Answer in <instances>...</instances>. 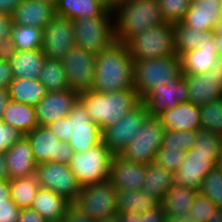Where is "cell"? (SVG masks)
<instances>
[{
    "mask_svg": "<svg viewBox=\"0 0 222 222\" xmlns=\"http://www.w3.org/2000/svg\"><path fill=\"white\" fill-rule=\"evenodd\" d=\"M8 92L10 100L35 107L48 91L39 79L14 78Z\"/></svg>",
    "mask_w": 222,
    "mask_h": 222,
    "instance_id": "30",
    "label": "cell"
},
{
    "mask_svg": "<svg viewBox=\"0 0 222 222\" xmlns=\"http://www.w3.org/2000/svg\"><path fill=\"white\" fill-rule=\"evenodd\" d=\"M46 127L54 134L60 141L67 142L72 135L71 132V118L68 116L59 118L56 121L46 125Z\"/></svg>",
    "mask_w": 222,
    "mask_h": 222,
    "instance_id": "45",
    "label": "cell"
},
{
    "mask_svg": "<svg viewBox=\"0 0 222 222\" xmlns=\"http://www.w3.org/2000/svg\"><path fill=\"white\" fill-rule=\"evenodd\" d=\"M112 9L118 42L125 43L133 35L165 23L158 0H117Z\"/></svg>",
    "mask_w": 222,
    "mask_h": 222,
    "instance_id": "3",
    "label": "cell"
},
{
    "mask_svg": "<svg viewBox=\"0 0 222 222\" xmlns=\"http://www.w3.org/2000/svg\"><path fill=\"white\" fill-rule=\"evenodd\" d=\"M198 192L222 209V173L217 167L204 177Z\"/></svg>",
    "mask_w": 222,
    "mask_h": 222,
    "instance_id": "39",
    "label": "cell"
},
{
    "mask_svg": "<svg viewBox=\"0 0 222 222\" xmlns=\"http://www.w3.org/2000/svg\"><path fill=\"white\" fill-rule=\"evenodd\" d=\"M23 136L24 134L18 129L0 120V154H5Z\"/></svg>",
    "mask_w": 222,
    "mask_h": 222,
    "instance_id": "44",
    "label": "cell"
},
{
    "mask_svg": "<svg viewBox=\"0 0 222 222\" xmlns=\"http://www.w3.org/2000/svg\"><path fill=\"white\" fill-rule=\"evenodd\" d=\"M23 0H0V13L13 15L15 8L22 2Z\"/></svg>",
    "mask_w": 222,
    "mask_h": 222,
    "instance_id": "53",
    "label": "cell"
},
{
    "mask_svg": "<svg viewBox=\"0 0 222 222\" xmlns=\"http://www.w3.org/2000/svg\"><path fill=\"white\" fill-rule=\"evenodd\" d=\"M200 107L192 102L179 103L158 117L165 131H198L201 129Z\"/></svg>",
    "mask_w": 222,
    "mask_h": 222,
    "instance_id": "24",
    "label": "cell"
},
{
    "mask_svg": "<svg viewBox=\"0 0 222 222\" xmlns=\"http://www.w3.org/2000/svg\"><path fill=\"white\" fill-rule=\"evenodd\" d=\"M173 33L178 56L186 51L197 49L205 41V31L185 26L181 22L173 24Z\"/></svg>",
    "mask_w": 222,
    "mask_h": 222,
    "instance_id": "37",
    "label": "cell"
},
{
    "mask_svg": "<svg viewBox=\"0 0 222 222\" xmlns=\"http://www.w3.org/2000/svg\"><path fill=\"white\" fill-rule=\"evenodd\" d=\"M111 7L108 0H58L55 13L69 20H84L103 16Z\"/></svg>",
    "mask_w": 222,
    "mask_h": 222,
    "instance_id": "27",
    "label": "cell"
},
{
    "mask_svg": "<svg viewBox=\"0 0 222 222\" xmlns=\"http://www.w3.org/2000/svg\"><path fill=\"white\" fill-rule=\"evenodd\" d=\"M133 88L143 101L159 85H167L182 74L181 59L177 54L133 62Z\"/></svg>",
    "mask_w": 222,
    "mask_h": 222,
    "instance_id": "5",
    "label": "cell"
},
{
    "mask_svg": "<svg viewBox=\"0 0 222 222\" xmlns=\"http://www.w3.org/2000/svg\"><path fill=\"white\" fill-rule=\"evenodd\" d=\"M35 175L41 188L61 195L70 203H74L81 192L82 186L71 172L69 165L44 162L37 165Z\"/></svg>",
    "mask_w": 222,
    "mask_h": 222,
    "instance_id": "13",
    "label": "cell"
},
{
    "mask_svg": "<svg viewBox=\"0 0 222 222\" xmlns=\"http://www.w3.org/2000/svg\"><path fill=\"white\" fill-rule=\"evenodd\" d=\"M121 222H142V215L136 212H119Z\"/></svg>",
    "mask_w": 222,
    "mask_h": 222,
    "instance_id": "55",
    "label": "cell"
},
{
    "mask_svg": "<svg viewBox=\"0 0 222 222\" xmlns=\"http://www.w3.org/2000/svg\"><path fill=\"white\" fill-rule=\"evenodd\" d=\"M25 136L30 141L37 165L44 162L69 165L73 155L71 146L60 141L46 126H38Z\"/></svg>",
    "mask_w": 222,
    "mask_h": 222,
    "instance_id": "14",
    "label": "cell"
},
{
    "mask_svg": "<svg viewBox=\"0 0 222 222\" xmlns=\"http://www.w3.org/2000/svg\"><path fill=\"white\" fill-rule=\"evenodd\" d=\"M18 222H48L36 210L31 208L21 209Z\"/></svg>",
    "mask_w": 222,
    "mask_h": 222,
    "instance_id": "52",
    "label": "cell"
},
{
    "mask_svg": "<svg viewBox=\"0 0 222 222\" xmlns=\"http://www.w3.org/2000/svg\"><path fill=\"white\" fill-rule=\"evenodd\" d=\"M117 190L109 179L82 186L77 200L74 202L95 221L117 213Z\"/></svg>",
    "mask_w": 222,
    "mask_h": 222,
    "instance_id": "11",
    "label": "cell"
},
{
    "mask_svg": "<svg viewBox=\"0 0 222 222\" xmlns=\"http://www.w3.org/2000/svg\"><path fill=\"white\" fill-rule=\"evenodd\" d=\"M13 79L10 61L0 60V88L8 89Z\"/></svg>",
    "mask_w": 222,
    "mask_h": 222,
    "instance_id": "49",
    "label": "cell"
},
{
    "mask_svg": "<svg viewBox=\"0 0 222 222\" xmlns=\"http://www.w3.org/2000/svg\"><path fill=\"white\" fill-rule=\"evenodd\" d=\"M167 222H196V221H190L189 219H168Z\"/></svg>",
    "mask_w": 222,
    "mask_h": 222,
    "instance_id": "63",
    "label": "cell"
},
{
    "mask_svg": "<svg viewBox=\"0 0 222 222\" xmlns=\"http://www.w3.org/2000/svg\"><path fill=\"white\" fill-rule=\"evenodd\" d=\"M206 222H222V209L217 208Z\"/></svg>",
    "mask_w": 222,
    "mask_h": 222,
    "instance_id": "59",
    "label": "cell"
},
{
    "mask_svg": "<svg viewBox=\"0 0 222 222\" xmlns=\"http://www.w3.org/2000/svg\"><path fill=\"white\" fill-rule=\"evenodd\" d=\"M111 4L115 3L117 0H108Z\"/></svg>",
    "mask_w": 222,
    "mask_h": 222,
    "instance_id": "65",
    "label": "cell"
},
{
    "mask_svg": "<svg viewBox=\"0 0 222 222\" xmlns=\"http://www.w3.org/2000/svg\"><path fill=\"white\" fill-rule=\"evenodd\" d=\"M124 44L133 60L164 58L176 54L172 23L165 22L147 28L130 37Z\"/></svg>",
    "mask_w": 222,
    "mask_h": 222,
    "instance_id": "6",
    "label": "cell"
},
{
    "mask_svg": "<svg viewBox=\"0 0 222 222\" xmlns=\"http://www.w3.org/2000/svg\"><path fill=\"white\" fill-rule=\"evenodd\" d=\"M184 78L188 84V102L200 107L222 98V60L217 59L206 73Z\"/></svg>",
    "mask_w": 222,
    "mask_h": 222,
    "instance_id": "15",
    "label": "cell"
},
{
    "mask_svg": "<svg viewBox=\"0 0 222 222\" xmlns=\"http://www.w3.org/2000/svg\"><path fill=\"white\" fill-rule=\"evenodd\" d=\"M222 150V136L199 129L192 149L186 151V159L173 173V184L198 189L204 177L216 168Z\"/></svg>",
    "mask_w": 222,
    "mask_h": 222,
    "instance_id": "1",
    "label": "cell"
},
{
    "mask_svg": "<svg viewBox=\"0 0 222 222\" xmlns=\"http://www.w3.org/2000/svg\"><path fill=\"white\" fill-rule=\"evenodd\" d=\"M37 1H40V2H43V3H47V4H51L53 6H56L58 0H37Z\"/></svg>",
    "mask_w": 222,
    "mask_h": 222,
    "instance_id": "64",
    "label": "cell"
},
{
    "mask_svg": "<svg viewBox=\"0 0 222 222\" xmlns=\"http://www.w3.org/2000/svg\"><path fill=\"white\" fill-rule=\"evenodd\" d=\"M171 185H173V173L171 171L155 163L146 166L142 191L161 203Z\"/></svg>",
    "mask_w": 222,
    "mask_h": 222,
    "instance_id": "32",
    "label": "cell"
},
{
    "mask_svg": "<svg viewBox=\"0 0 222 222\" xmlns=\"http://www.w3.org/2000/svg\"><path fill=\"white\" fill-rule=\"evenodd\" d=\"M75 46L72 20L56 14L44 28L41 48L44 55L61 60Z\"/></svg>",
    "mask_w": 222,
    "mask_h": 222,
    "instance_id": "16",
    "label": "cell"
},
{
    "mask_svg": "<svg viewBox=\"0 0 222 222\" xmlns=\"http://www.w3.org/2000/svg\"><path fill=\"white\" fill-rule=\"evenodd\" d=\"M183 75H196L208 72L219 59L215 48L214 31H205V41L197 49L180 55Z\"/></svg>",
    "mask_w": 222,
    "mask_h": 222,
    "instance_id": "20",
    "label": "cell"
},
{
    "mask_svg": "<svg viewBox=\"0 0 222 222\" xmlns=\"http://www.w3.org/2000/svg\"><path fill=\"white\" fill-rule=\"evenodd\" d=\"M2 122L26 135L38 127L35 107L10 100L1 118Z\"/></svg>",
    "mask_w": 222,
    "mask_h": 222,
    "instance_id": "31",
    "label": "cell"
},
{
    "mask_svg": "<svg viewBox=\"0 0 222 222\" xmlns=\"http://www.w3.org/2000/svg\"><path fill=\"white\" fill-rule=\"evenodd\" d=\"M113 154L103 142L82 152H73L69 168L81 186L109 178Z\"/></svg>",
    "mask_w": 222,
    "mask_h": 222,
    "instance_id": "8",
    "label": "cell"
},
{
    "mask_svg": "<svg viewBox=\"0 0 222 222\" xmlns=\"http://www.w3.org/2000/svg\"><path fill=\"white\" fill-rule=\"evenodd\" d=\"M198 189L173 184L161 202L168 219H188Z\"/></svg>",
    "mask_w": 222,
    "mask_h": 222,
    "instance_id": "26",
    "label": "cell"
},
{
    "mask_svg": "<svg viewBox=\"0 0 222 222\" xmlns=\"http://www.w3.org/2000/svg\"><path fill=\"white\" fill-rule=\"evenodd\" d=\"M140 214L142 215V222H167V218L161 203Z\"/></svg>",
    "mask_w": 222,
    "mask_h": 222,
    "instance_id": "48",
    "label": "cell"
},
{
    "mask_svg": "<svg viewBox=\"0 0 222 222\" xmlns=\"http://www.w3.org/2000/svg\"><path fill=\"white\" fill-rule=\"evenodd\" d=\"M214 34L222 35V17L215 25Z\"/></svg>",
    "mask_w": 222,
    "mask_h": 222,
    "instance_id": "61",
    "label": "cell"
},
{
    "mask_svg": "<svg viewBox=\"0 0 222 222\" xmlns=\"http://www.w3.org/2000/svg\"><path fill=\"white\" fill-rule=\"evenodd\" d=\"M186 159V151L167 150L160 148L156 153L154 163L172 173L176 172Z\"/></svg>",
    "mask_w": 222,
    "mask_h": 222,
    "instance_id": "42",
    "label": "cell"
},
{
    "mask_svg": "<svg viewBox=\"0 0 222 222\" xmlns=\"http://www.w3.org/2000/svg\"><path fill=\"white\" fill-rule=\"evenodd\" d=\"M39 80L47 91L69 89L62 61L59 59H45Z\"/></svg>",
    "mask_w": 222,
    "mask_h": 222,
    "instance_id": "35",
    "label": "cell"
},
{
    "mask_svg": "<svg viewBox=\"0 0 222 222\" xmlns=\"http://www.w3.org/2000/svg\"><path fill=\"white\" fill-rule=\"evenodd\" d=\"M70 202L61 195L39 188L31 209L36 210L48 222H61Z\"/></svg>",
    "mask_w": 222,
    "mask_h": 222,
    "instance_id": "28",
    "label": "cell"
},
{
    "mask_svg": "<svg viewBox=\"0 0 222 222\" xmlns=\"http://www.w3.org/2000/svg\"><path fill=\"white\" fill-rule=\"evenodd\" d=\"M0 180H10V174L4 154H0Z\"/></svg>",
    "mask_w": 222,
    "mask_h": 222,
    "instance_id": "57",
    "label": "cell"
},
{
    "mask_svg": "<svg viewBox=\"0 0 222 222\" xmlns=\"http://www.w3.org/2000/svg\"><path fill=\"white\" fill-rule=\"evenodd\" d=\"M79 101L84 105L92 122L103 130L124 117L141 102V99L134 88L112 93L91 89L80 93Z\"/></svg>",
    "mask_w": 222,
    "mask_h": 222,
    "instance_id": "4",
    "label": "cell"
},
{
    "mask_svg": "<svg viewBox=\"0 0 222 222\" xmlns=\"http://www.w3.org/2000/svg\"><path fill=\"white\" fill-rule=\"evenodd\" d=\"M97 54L75 46L62 59L68 88L76 93L93 87Z\"/></svg>",
    "mask_w": 222,
    "mask_h": 222,
    "instance_id": "12",
    "label": "cell"
},
{
    "mask_svg": "<svg viewBox=\"0 0 222 222\" xmlns=\"http://www.w3.org/2000/svg\"><path fill=\"white\" fill-rule=\"evenodd\" d=\"M61 222H97L75 203H70Z\"/></svg>",
    "mask_w": 222,
    "mask_h": 222,
    "instance_id": "47",
    "label": "cell"
},
{
    "mask_svg": "<svg viewBox=\"0 0 222 222\" xmlns=\"http://www.w3.org/2000/svg\"><path fill=\"white\" fill-rule=\"evenodd\" d=\"M10 101L8 89L0 88V120L3 116L4 110Z\"/></svg>",
    "mask_w": 222,
    "mask_h": 222,
    "instance_id": "56",
    "label": "cell"
},
{
    "mask_svg": "<svg viewBox=\"0 0 222 222\" xmlns=\"http://www.w3.org/2000/svg\"><path fill=\"white\" fill-rule=\"evenodd\" d=\"M148 116V107L141 101L115 124L102 130V142L113 155H119L134 140Z\"/></svg>",
    "mask_w": 222,
    "mask_h": 222,
    "instance_id": "10",
    "label": "cell"
},
{
    "mask_svg": "<svg viewBox=\"0 0 222 222\" xmlns=\"http://www.w3.org/2000/svg\"><path fill=\"white\" fill-rule=\"evenodd\" d=\"M117 212L142 213L157 206L159 202L144 191L122 189L117 190Z\"/></svg>",
    "mask_w": 222,
    "mask_h": 222,
    "instance_id": "33",
    "label": "cell"
},
{
    "mask_svg": "<svg viewBox=\"0 0 222 222\" xmlns=\"http://www.w3.org/2000/svg\"><path fill=\"white\" fill-rule=\"evenodd\" d=\"M12 200L10 194V180H0V202Z\"/></svg>",
    "mask_w": 222,
    "mask_h": 222,
    "instance_id": "54",
    "label": "cell"
},
{
    "mask_svg": "<svg viewBox=\"0 0 222 222\" xmlns=\"http://www.w3.org/2000/svg\"><path fill=\"white\" fill-rule=\"evenodd\" d=\"M133 58L124 43L115 41L97 54L92 90L112 93L133 88Z\"/></svg>",
    "mask_w": 222,
    "mask_h": 222,
    "instance_id": "2",
    "label": "cell"
},
{
    "mask_svg": "<svg viewBox=\"0 0 222 222\" xmlns=\"http://www.w3.org/2000/svg\"><path fill=\"white\" fill-rule=\"evenodd\" d=\"M97 222H121V221H120L119 213L117 212L111 216L104 218V219L98 220Z\"/></svg>",
    "mask_w": 222,
    "mask_h": 222,
    "instance_id": "60",
    "label": "cell"
},
{
    "mask_svg": "<svg viewBox=\"0 0 222 222\" xmlns=\"http://www.w3.org/2000/svg\"><path fill=\"white\" fill-rule=\"evenodd\" d=\"M143 102L148 107L149 115L158 117L165 110H171L179 103L188 102L187 80L181 74L167 85H159Z\"/></svg>",
    "mask_w": 222,
    "mask_h": 222,
    "instance_id": "18",
    "label": "cell"
},
{
    "mask_svg": "<svg viewBox=\"0 0 222 222\" xmlns=\"http://www.w3.org/2000/svg\"><path fill=\"white\" fill-rule=\"evenodd\" d=\"M78 100L79 93L70 89L48 91L35 106L38 125L46 126L59 118L68 116Z\"/></svg>",
    "mask_w": 222,
    "mask_h": 222,
    "instance_id": "19",
    "label": "cell"
},
{
    "mask_svg": "<svg viewBox=\"0 0 222 222\" xmlns=\"http://www.w3.org/2000/svg\"><path fill=\"white\" fill-rule=\"evenodd\" d=\"M197 131H165L161 147L167 150L187 151L193 148Z\"/></svg>",
    "mask_w": 222,
    "mask_h": 222,
    "instance_id": "40",
    "label": "cell"
},
{
    "mask_svg": "<svg viewBox=\"0 0 222 222\" xmlns=\"http://www.w3.org/2000/svg\"><path fill=\"white\" fill-rule=\"evenodd\" d=\"M46 56L41 48L19 51L10 61L14 78L39 79Z\"/></svg>",
    "mask_w": 222,
    "mask_h": 222,
    "instance_id": "29",
    "label": "cell"
},
{
    "mask_svg": "<svg viewBox=\"0 0 222 222\" xmlns=\"http://www.w3.org/2000/svg\"><path fill=\"white\" fill-rule=\"evenodd\" d=\"M72 135L67 141L73 152L86 151L102 142V130L93 123L84 105L78 100L69 112Z\"/></svg>",
    "mask_w": 222,
    "mask_h": 222,
    "instance_id": "17",
    "label": "cell"
},
{
    "mask_svg": "<svg viewBox=\"0 0 222 222\" xmlns=\"http://www.w3.org/2000/svg\"><path fill=\"white\" fill-rule=\"evenodd\" d=\"M216 209L217 206L207 196L197 192L188 219L190 221L206 222Z\"/></svg>",
    "mask_w": 222,
    "mask_h": 222,
    "instance_id": "43",
    "label": "cell"
},
{
    "mask_svg": "<svg viewBox=\"0 0 222 222\" xmlns=\"http://www.w3.org/2000/svg\"><path fill=\"white\" fill-rule=\"evenodd\" d=\"M192 0H158L166 23L181 22Z\"/></svg>",
    "mask_w": 222,
    "mask_h": 222,
    "instance_id": "41",
    "label": "cell"
},
{
    "mask_svg": "<svg viewBox=\"0 0 222 222\" xmlns=\"http://www.w3.org/2000/svg\"><path fill=\"white\" fill-rule=\"evenodd\" d=\"M146 165L130 162L113 155L110 162L109 180L116 190H140L144 184Z\"/></svg>",
    "mask_w": 222,
    "mask_h": 222,
    "instance_id": "21",
    "label": "cell"
},
{
    "mask_svg": "<svg viewBox=\"0 0 222 222\" xmlns=\"http://www.w3.org/2000/svg\"><path fill=\"white\" fill-rule=\"evenodd\" d=\"M72 22L77 47L99 54L116 41L112 7L103 16Z\"/></svg>",
    "mask_w": 222,
    "mask_h": 222,
    "instance_id": "7",
    "label": "cell"
},
{
    "mask_svg": "<svg viewBox=\"0 0 222 222\" xmlns=\"http://www.w3.org/2000/svg\"><path fill=\"white\" fill-rule=\"evenodd\" d=\"M13 25L14 22L11 15L0 13V42H4L5 37L11 36Z\"/></svg>",
    "mask_w": 222,
    "mask_h": 222,
    "instance_id": "51",
    "label": "cell"
},
{
    "mask_svg": "<svg viewBox=\"0 0 222 222\" xmlns=\"http://www.w3.org/2000/svg\"><path fill=\"white\" fill-rule=\"evenodd\" d=\"M10 180L36 174L37 164L30 141L24 135L4 154Z\"/></svg>",
    "mask_w": 222,
    "mask_h": 222,
    "instance_id": "23",
    "label": "cell"
},
{
    "mask_svg": "<svg viewBox=\"0 0 222 222\" xmlns=\"http://www.w3.org/2000/svg\"><path fill=\"white\" fill-rule=\"evenodd\" d=\"M215 48L220 60H222V35L215 34Z\"/></svg>",
    "mask_w": 222,
    "mask_h": 222,
    "instance_id": "58",
    "label": "cell"
},
{
    "mask_svg": "<svg viewBox=\"0 0 222 222\" xmlns=\"http://www.w3.org/2000/svg\"><path fill=\"white\" fill-rule=\"evenodd\" d=\"M21 209L12 201L0 202V222H18Z\"/></svg>",
    "mask_w": 222,
    "mask_h": 222,
    "instance_id": "46",
    "label": "cell"
},
{
    "mask_svg": "<svg viewBox=\"0 0 222 222\" xmlns=\"http://www.w3.org/2000/svg\"><path fill=\"white\" fill-rule=\"evenodd\" d=\"M164 126L159 117L148 116L139 133L119 154L123 159L143 165L154 163L161 148Z\"/></svg>",
    "mask_w": 222,
    "mask_h": 222,
    "instance_id": "9",
    "label": "cell"
},
{
    "mask_svg": "<svg viewBox=\"0 0 222 222\" xmlns=\"http://www.w3.org/2000/svg\"><path fill=\"white\" fill-rule=\"evenodd\" d=\"M56 15L55 6L37 0H23L13 12V22L17 25H26L45 28Z\"/></svg>",
    "mask_w": 222,
    "mask_h": 222,
    "instance_id": "25",
    "label": "cell"
},
{
    "mask_svg": "<svg viewBox=\"0 0 222 222\" xmlns=\"http://www.w3.org/2000/svg\"><path fill=\"white\" fill-rule=\"evenodd\" d=\"M216 167H217V168L221 171V173H222V150H221L220 155H219V157H218Z\"/></svg>",
    "mask_w": 222,
    "mask_h": 222,
    "instance_id": "62",
    "label": "cell"
},
{
    "mask_svg": "<svg viewBox=\"0 0 222 222\" xmlns=\"http://www.w3.org/2000/svg\"><path fill=\"white\" fill-rule=\"evenodd\" d=\"M222 3L217 0H192L181 23L200 31H214L222 17Z\"/></svg>",
    "mask_w": 222,
    "mask_h": 222,
    "instance_id": "22",
    "label": "cell"
},
{
    "mask_svg": "<svg viewBox=\"0 0 222 222\" xmlns=\"http://www.w3.org/2000/svg\"><path fill=\"white\" fill-rule=\"evenodd\" d=\"M16 52L17 49L11 36L5 37L4 42H0V60L11 61Z\"/></svg>",
    "mask_w": 222,
    "mask_h": 222,
    "instance_id": "50",
    "label": "cell"
},
{
    "mask_svg": "<svg viewBox=\"0 0 222 222\" xmlns=\"http://www.w3.org/2000/svg\"><path fill=\"white\" fill-rule=\"evenodd\" d=\"M40 188L36 175L10 180L12 201L20 208H30Z\"/></svg>",
    "mask_w": 222,
    "mask_h": 222,
    "instance_id": "34",
    "label": "cell"
},
{
    "mask_svg": "<svg viewBox=\"0 0 222 222\" xmlns=\"http://www.w3.org/2000/svg\"><path fill=\"white\" fill-rule=\"evenodd\" d=\"M201 129L222 136V98L200 106Z\"/></svg>",
    "mask_w": 222,
    "mask_h": 222,
    "instance_id": "38",
    "label": "cell"
},
{
    "mask_svg": "<svg viewBox=\"0 0 222 222\" xmlns=\"http://www.w3.org/2000/svg\"><path fill=\"white\" fill-rule=\"evenodd\" d=\"M43 32V28L14 24L11 37L17 50L29 51L42 48Z\"/></svg>",
    "mask_w": 222,
    "mask_h": 222,
    "instance_id": "36",
    "label": "cell"
}]
</instances>
